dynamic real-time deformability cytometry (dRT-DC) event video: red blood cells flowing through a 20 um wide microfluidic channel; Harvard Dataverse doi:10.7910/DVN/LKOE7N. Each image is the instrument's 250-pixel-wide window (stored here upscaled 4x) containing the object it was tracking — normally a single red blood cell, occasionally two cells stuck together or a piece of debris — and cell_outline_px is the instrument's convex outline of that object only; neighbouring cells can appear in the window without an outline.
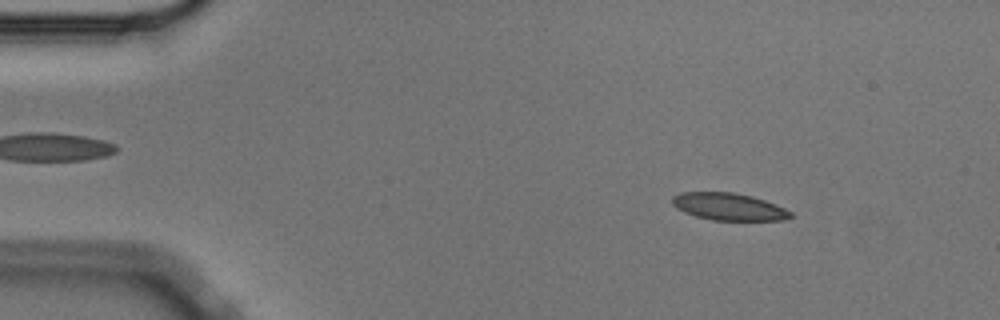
{"species": "Egyptian fruit bat (a non-hibernating species)", "species_latin": "Rousettus aegyptiacus", "temperature_condition": "cold", "stored_images_in_passage": 55, "camera_frame_rate_fps": 3000, "um_per_image_px": 0.085, "animal": {"sex": "male"}, "frame": {"image": 1, "passage_image": 7, "time_ms": 2.0, "image_size_px": [1000, 320], "cell_outline_px": [[792, 216], [784, 220], [712, 220], [696, 216], [684, 212], [676, 208], [672, 204], [672, 196], [680, 192], [732, 192], [752, 196], [764, 200], [784, 208], [792, 212]], "centroid_in_image_um": [61.91, 17.56], "position_along_channel_um": 23.1, "area_um2": 18.73}}
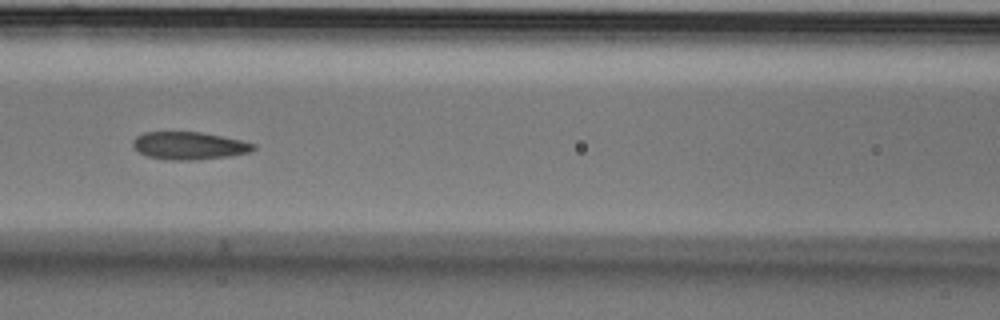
{"frame": {"image": 2, "passage_image": 24, "time_ms": 7.667, "image_size_px": [1000, 320], "cell_outline_px": [[256, 148], [252, 152], [228, 156], [196, 160], [168, 160], [148, 156], [132, 148], [132, 140], [136, 136], [144, 132], [200, 132], [240, 140], [256, 144]], "centroid_in_image_um": [16.06, 12.39], "position_along_channel_um": 150.5, "area_um2": 19.48}}
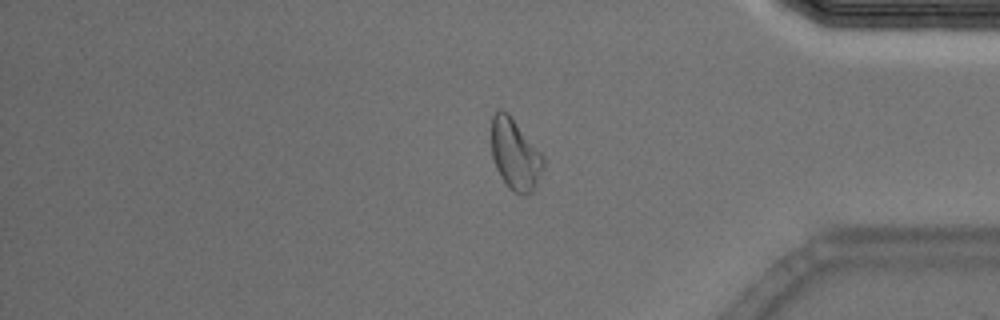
{"frame": {"image": 3, "passage_image": 46, "time_ms": 15.0, "image_size_px": [1000, 320], "cell_outline_px": [[544, 164], [536, 184], [532, 192], [524, 196], [520, 196], [508, 188], [500, 176], [496, 168], [492, 156], [492, 116], [500, 108], [508, 112], [544, 156]], "centroid_in_image_um": [43.78, 13.14], "position_along_channel_um": 391.4, "area_um2": 21.5}, "authors_computed_cell_mechanics": {"area_um2": 19.7098, "velocity_mm_per_s": 3.5706, "shape_relaxation_time_tau1_ms": 7.5704, "shape_relaxation_time_tau2_ms": 2.3038, "deformation_change_tau1": 0.1794, "deformation_change_tau2": 0.0877}}